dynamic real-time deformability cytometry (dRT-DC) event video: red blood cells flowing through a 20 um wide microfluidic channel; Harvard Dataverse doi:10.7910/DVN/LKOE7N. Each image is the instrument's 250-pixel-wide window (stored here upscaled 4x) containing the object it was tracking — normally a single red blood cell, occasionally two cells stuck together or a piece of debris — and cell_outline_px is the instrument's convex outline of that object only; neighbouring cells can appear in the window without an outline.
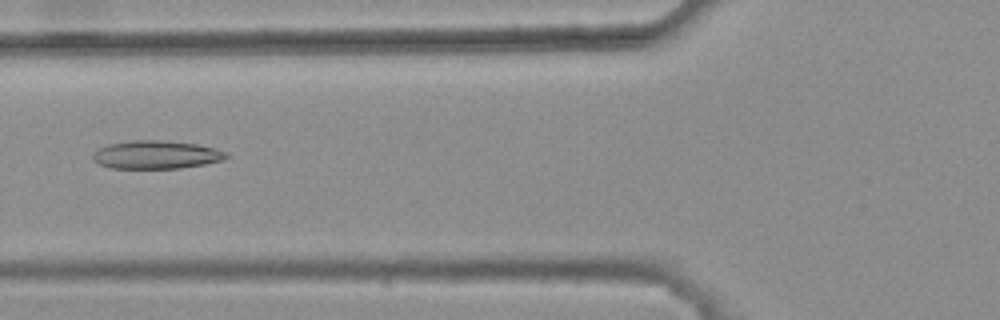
{"species": "common noctule bat (a hibernating species)", "species_latin": "Nyctalus noctula", "temperature_condition": "warm", "stored_images_in_passage": 46, "camera_frame_rate_fps": 3000, "um_per_image_px": 0.085, "animal": {"sex": "female", "body_mass_g": 25.1}, "frame": {"image": 1, "passage_image": 20, "time_ms": 6.333, "image_size_px": [1000, 320], "cell_outline_px": [[228, 156], [220, 160], [204, 164], [180, 168], [112, 168], [100, 164], [92, 160], [92, 152], [96, 148], [108, 144], [132, 140], [160, 140], [196, 144], [216, 148], [224, 152]], "centroid_in_image_um": [13.19, 13.14], "position_along_channel_um": 112.6, "area_um2": 21.85}}
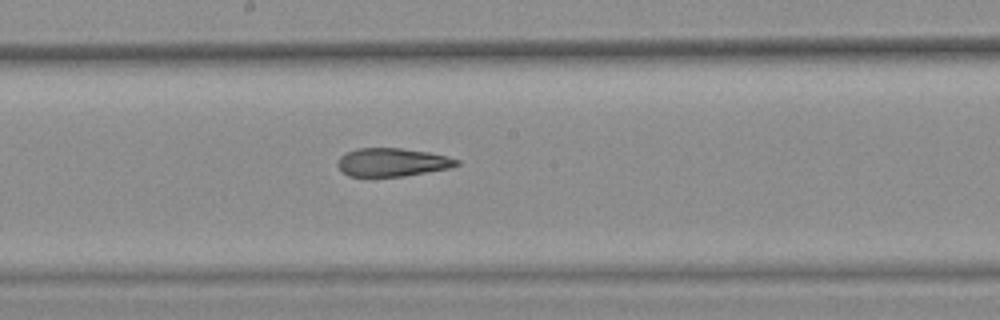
{"frame": {"image": 2, "passage_image": 28, "time_ms": 9.0, "image_size_px": [1000, 320], "cell_outline_px": [[460, 164], [448, 168], [404, 176], [348, 176], [336, 164], [340, 156], [344, 152], [356, 148], [400, 148], [428, 152], [460, 160]], "centroid_in_image_um": [33.29, 13.78], "position_along_channel_um": 214.9, "area_um2": 19.48}}
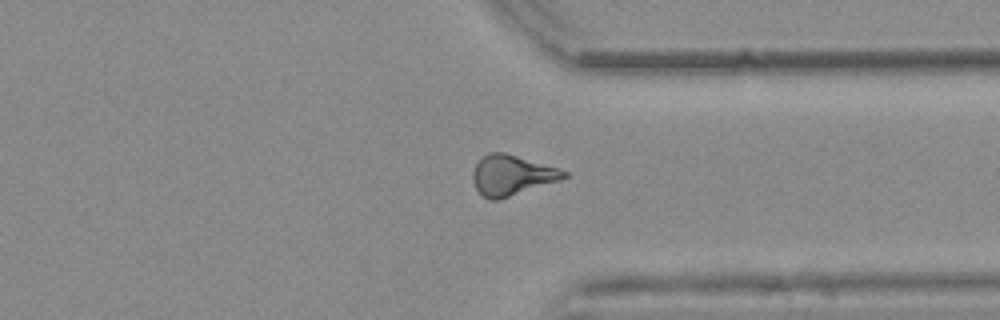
{"frame": {"image": 3, "passage_image": 40, "time_ms": 13.0, "image_size_px": [1000, 320], "cell_outline_px": [[568, 176], [560, 180], [500, 200], [488, 200], [476, 188], [472, 180], [472, 172], [476, 164], [488, 152], [504, 152], [556, 168], [568, 172]], "centroid_in_image_um": [43.47, 14.91], "position_along_channel_um": 367.9, "area_um2": 21.15}, "authors_computed_cell_mechanics": {"area_um2": 21.2126, "velocity_mm_per_s": 3.8402, "shape_relaxation_time_tau1_ms": null, "shape_relaxation_time_tau2_ms": 3.8444, "deformation_change_tau1": null, "deformation_change_tau2": 0.1379}}